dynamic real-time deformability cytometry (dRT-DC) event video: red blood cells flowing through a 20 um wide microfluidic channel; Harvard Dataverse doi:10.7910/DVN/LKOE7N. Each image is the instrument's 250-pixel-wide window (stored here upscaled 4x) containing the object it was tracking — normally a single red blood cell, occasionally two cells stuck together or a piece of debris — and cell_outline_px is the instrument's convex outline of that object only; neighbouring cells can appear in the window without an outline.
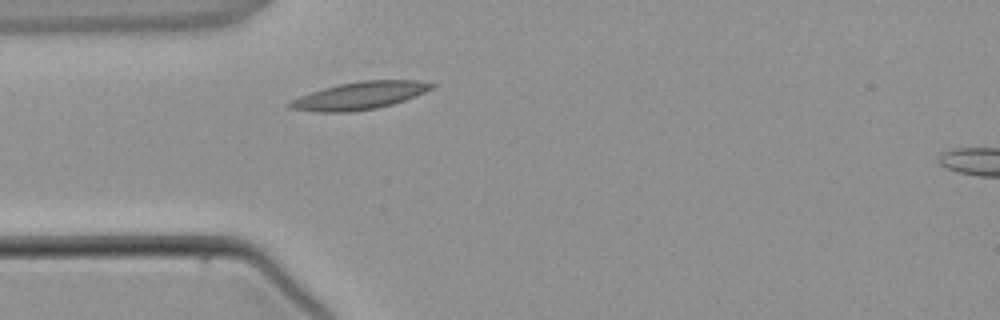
{"species": "common noctule bat (a hibernating species)", "species_latin": "Nyctalus noctula", "temperature_condition": "warm", "stored_images_in_passage": 2, "camera_frame_rate_fps": 3000, "um_per_image_px": 0.085, "animal": {"sex": "male", "body_mass_g": 21.5, "forearm_length_mm": 52.0}, "frame": {"image": 1, "passage_image": 2, "time_ms": 1.333, "image_size_px": [1000, 320], "cell_outline_px": [[436, 84], [432, 88], [416, 96], [392, 104], [376, 108], [352, 112], [312, 112], [288, 108], [284, 104], [288, 100], [324, 88], [340, 84], [360, 80], [420, 80]], "centroid_in_image_um": [30.51, 8.14], "position_along_channel_um": 54.5, "area_um2": 22.95}}